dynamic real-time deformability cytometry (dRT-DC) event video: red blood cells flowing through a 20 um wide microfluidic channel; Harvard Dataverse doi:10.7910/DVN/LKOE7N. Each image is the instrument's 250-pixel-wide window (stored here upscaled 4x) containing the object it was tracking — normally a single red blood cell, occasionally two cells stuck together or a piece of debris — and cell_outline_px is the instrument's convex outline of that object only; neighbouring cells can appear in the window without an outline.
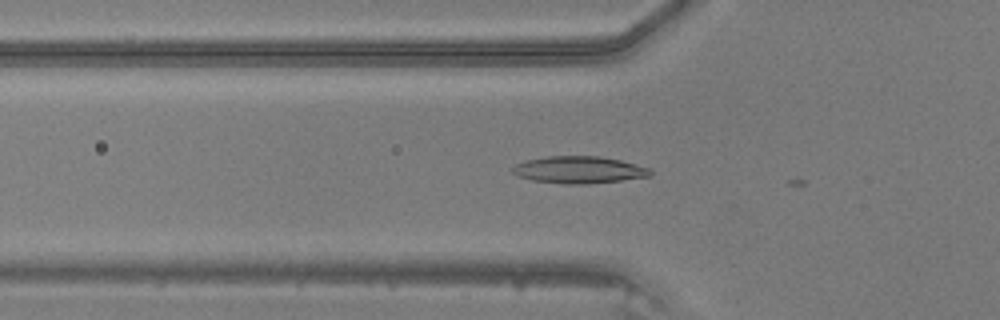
{"species": "common noctule bat (a hibernating species)", "species_latin": "Nyctalus noctula", "temperature_condition": "warm", "stored_images_in_passage": 4, "camera_frame_rate_fps": 3000, "um_per_image_px": 0.085, "animal": {"sex": "male", "body_mass_g": 20.5, "forearm_length_mm": 52.5}, "frame": {"image": 1, "passage_image": 3, "time_ms": 0.667, "image_size_px": [1000, 320], "cell_outline_px": [[652, 176], [588, 184], [564, 184], [532, 180], [516, 176], [512, 172], [512, 168], [516, 164], [528, 160], [548, 156], [600, 156], [620, 160], [652, 168]], "centroid_in_image_um": [49.24, 14.44], "position_along_channel_um": 76.6, "area_um2": 21.79}}